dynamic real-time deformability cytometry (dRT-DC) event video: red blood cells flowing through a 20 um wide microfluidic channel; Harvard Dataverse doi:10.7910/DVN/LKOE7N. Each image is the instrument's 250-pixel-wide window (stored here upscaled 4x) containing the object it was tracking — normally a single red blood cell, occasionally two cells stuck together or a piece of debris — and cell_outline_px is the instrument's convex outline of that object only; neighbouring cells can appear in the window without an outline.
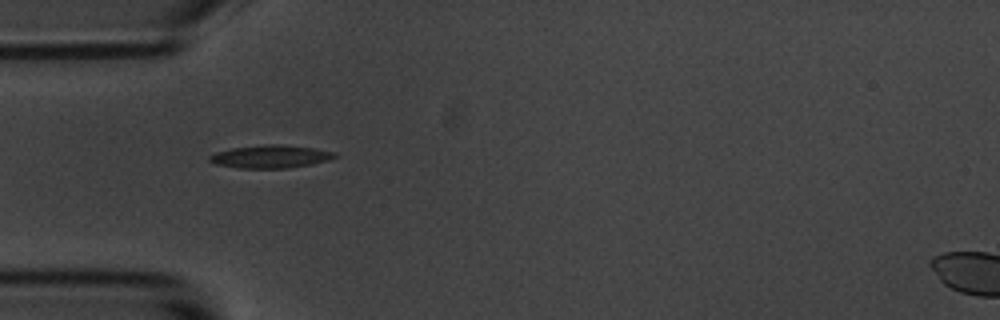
{"species": "common noctule bat (a hibernating species)", "species_latin": "Nyctalus noctula", "temperature_condition": "room temperature", "stored_images_in_passage": 9, "camera_frame_rate_fps": 3000, "um_per_image_px": 0.085, "animal": {"sex": "male", "body_mass_g": 20.1, "forearm_length_mm": 53.5}, "frame": {"image": 1, "passage_image": 6, "time_ms": 6.667, "image_size_px": [1000, 320], "cell_outline_px": [[336, 156], [328, 160], [312, 164], [288, 168], [240, 168], [216, 164], [208, 160], [208, 156], [216, 152], [232, 148], [268, 144], [280, 144], [312, 148], [336, 152]], "centroid_in_image_um": [22.98, 13.31], "position_along_channel_um": 62.0, "area_um2": 16.59}}
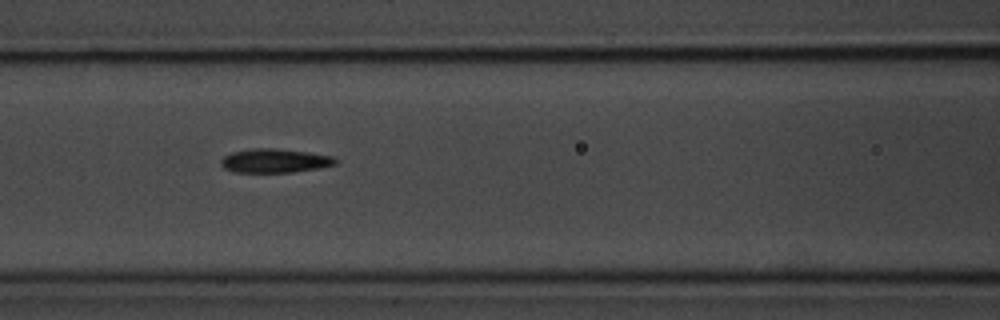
{"frame": {"image": 2, "passage_image": 8, "time_ms": 9.0, "image_size_px": [1000, 320], "cell_outline_px": [[340, 160], [336, 164], [320, 168], [292, 172], [232, 172], [224, 168], [220, 164], [220, 160], [224, 156], [232, 152], [252, 148], [276, 148], [308, 152], [332, 156]], "centroid_in_image_um": [23.36, 13.66], "position_along_channel_um": 143.2, "area_um2": 16.13}}
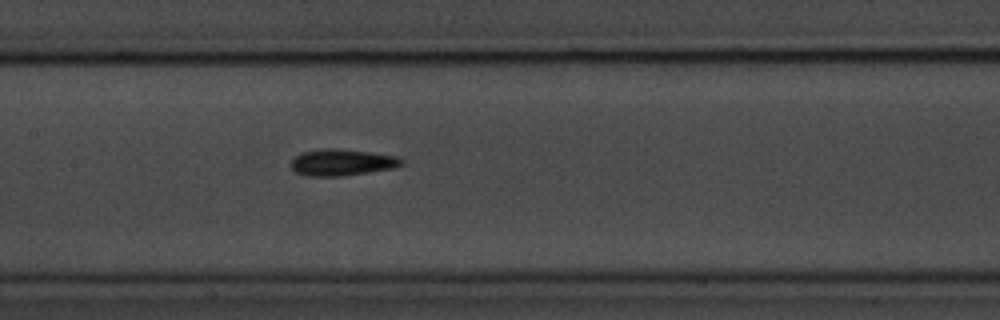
{"frame": {"image": 3, "passage_image": 9, "time_ms": 10.0, "image_size_px": [1000, 320], "cell_outline_px": [[404, 164], [392, 168], [344, 176], [304, 176], [296, 172], [288, 164], [300, 152], [324, 148], [336, 148], [368, 152], [396, 156], [404, 160]], "centroid_in_image_um": [29.02, 13.8], "position_along_channel_um": 178.4, "area_um2": 17.17}}